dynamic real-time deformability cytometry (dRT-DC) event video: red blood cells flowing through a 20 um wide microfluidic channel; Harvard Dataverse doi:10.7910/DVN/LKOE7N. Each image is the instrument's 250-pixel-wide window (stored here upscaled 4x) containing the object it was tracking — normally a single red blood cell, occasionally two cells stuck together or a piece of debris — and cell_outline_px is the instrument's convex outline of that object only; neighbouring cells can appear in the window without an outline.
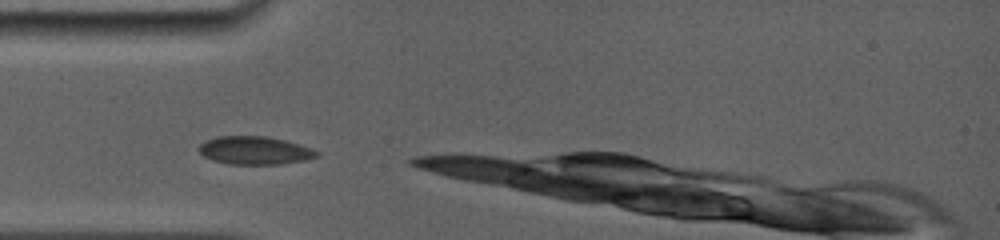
{"species": "common noctule bat (a hibernating species)", "species_latin": "Nyctalus noctula", "temperature_condition": "room temperature", "stored_images_in_passage": 2, "camera_frame_rate_fps": 5000, "um_per_image_px": 0.085, "animal": {"sex": "female", "body_mass_g": 19.0, "forearm_length_mm": 56.7}, "frame": {"image": 1, "passage_image": 1, "time_ms": 0.0, "image_size_px": [1000, 240], "cell_outline_px": [[320, 156], [304, 160], [280, 164], [228, 164], [212, 160], [204, 156], [196, 148], [200, 144], [216, 136], [264, 136], [284, 140], [300, 144], [320, 152]], "centroid_in_image_um": [21.65, 12.79], "position_along_channel_um": 63.4, "area_um2": 19.31}}